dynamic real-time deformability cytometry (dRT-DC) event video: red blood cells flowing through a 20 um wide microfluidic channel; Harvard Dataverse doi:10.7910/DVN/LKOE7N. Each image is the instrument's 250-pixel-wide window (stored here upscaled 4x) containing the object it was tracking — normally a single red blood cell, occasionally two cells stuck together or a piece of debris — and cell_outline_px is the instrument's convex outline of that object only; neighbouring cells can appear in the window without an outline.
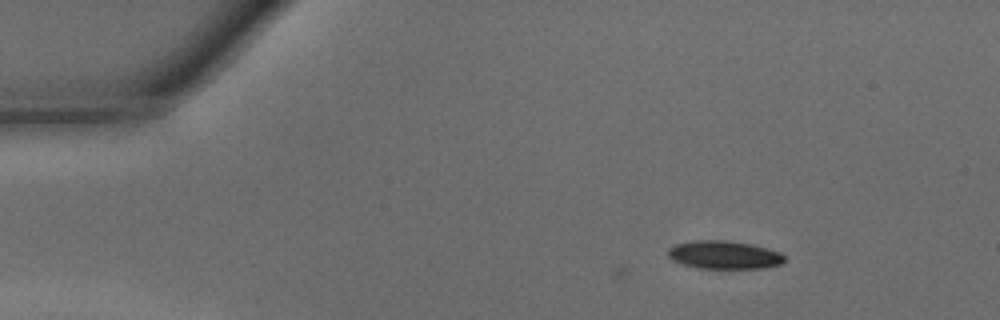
{"species": "common noctule bat (a hibernating species)", "species_latin": "Nyctalus noctula", "temperature_condition": "warm", "stored_images_in_passage": 3, "camera_frame_rate_fps": 3000, "um_per_image_px": 0.085, "animal": {"sex": "male", "body_mass_g": 15.6}, "frame": {"image": 1, "passage_image": 3, "time_ms": 0.667, "image_size_px": [1000, 320], "cell_outline_px": [[784, 260], [780, 264], [764, 268], [696, 268], [672, 260], [668, 256], [668, 248], [676, 244], [696, 240], [724, 240], [752, 244], [768, 248], [780, 252], [784, 256]], "centroid_in_image_um": [61.54, 21.66], "position_along_channel_um": 23.5, "area_um2": 19.07}}